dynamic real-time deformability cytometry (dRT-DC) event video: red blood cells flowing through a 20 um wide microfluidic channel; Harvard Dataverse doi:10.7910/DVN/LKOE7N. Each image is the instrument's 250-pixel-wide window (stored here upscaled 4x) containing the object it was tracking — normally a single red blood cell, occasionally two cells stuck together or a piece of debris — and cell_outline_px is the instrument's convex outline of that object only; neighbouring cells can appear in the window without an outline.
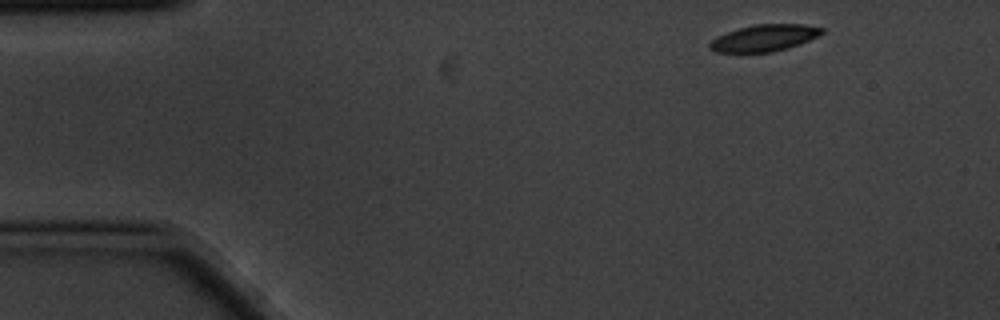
{"species": "common noctule bat (a hibernating species)", "species_latin": "Nyctalus noctula", "temperature_condition": "cold", "stored_images_in_passage": 4, "camera_frame_rate_fps": 3000, "um_per_image_px": 0.085, "animal": {"sex": "male", "body_mass_g": 20.1, "forearm_length_mm": 53.5}, "frame": {"image": 1, "passage_image": 1, "time_ms": 0.0, "image_size_px": [1000, 320], "cell_outline_px": [[824, 32], [800, 44], [788, 48], [772, 52], [716, 52], [708, 48], [708, 44], [716, 36], [740, 28], [756, 24], [804, 24], [824, 28]], "centroid_in_image_um": [64.95, 3.23], "position_along_channel_um": 20.0, "area_um2": 17.34}}
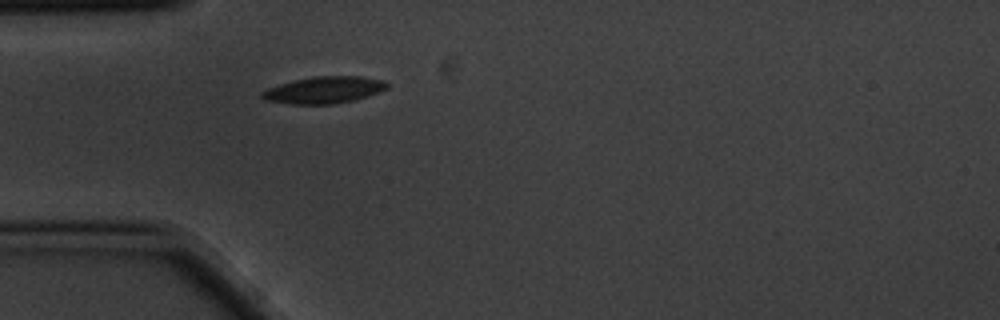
{"frame": {"image": 2, "passage_image": 4, "time_ms": 1.0, "image_size_px": [1000, 320], "cell_outline_px": [[388, 88], [368, 96], [352, 100], [332, 104], [288, 104], [264, 100], [260, 96], [260, 92], [268, 88], [280, 84], [312, 76], [360, 76], [384, 80], [388, 84]], "centroid_in_image_um": [27.52, 7.65], "position_along_channel_um": 57.5, "area_um2": 19.54}}